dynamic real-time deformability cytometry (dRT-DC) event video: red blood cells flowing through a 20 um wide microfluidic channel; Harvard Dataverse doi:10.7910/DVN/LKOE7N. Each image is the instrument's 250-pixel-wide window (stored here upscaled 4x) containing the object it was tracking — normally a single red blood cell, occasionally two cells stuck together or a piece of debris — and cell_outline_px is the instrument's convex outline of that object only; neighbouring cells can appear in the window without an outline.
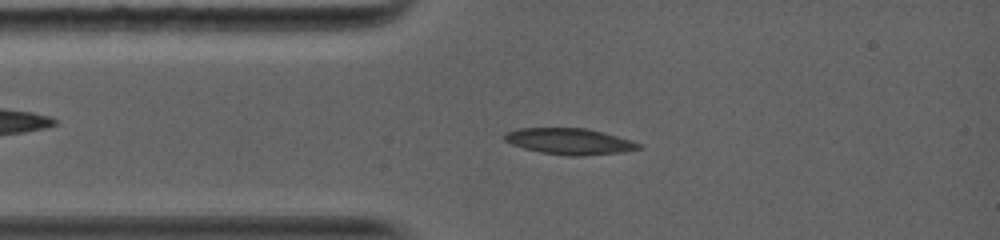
{"species": "common noctule bat (a hibernating species)", "species_latin": "Nyctalus noctula", "temperature_condition": "warm", "stored_images_in_passage": 21, "camera_frame_rate_fps": 5000, "um_per_image_px": 0.085, "animal": {"sex": "female", "body_mass_g": 19.0, "forearm_length_mm": 56.7}, "frame": {"image": 1, "passage_image": 6, "time_ms": 1.8, "image_size_px": [1000, 240], "cell_outline_px": [[644, 148], [624, 152], [580, 156], [568, 156], [540, 152], [524, 148], [512, 144], [504, 140], [504, 132], [516, 128], [584, 128], [632, 140], [644, 144]], "centroid_in_image_um": [48.43, 12.02], "position_along_channel_um": 36.6, "area_um2": 20.58}}
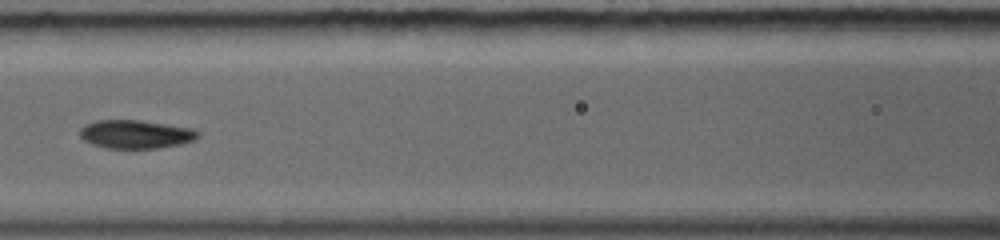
{"frame": {"image": 2, "passage_image": 13, "time_ms": 4.8, "image_size_px": [1000, 240], "cell_outline_px": [[200, 136], [192, 140], [180, 144], [156, 148], [104, 148], [92, 144], [84, 140], [80, 136], [80, 128], [84, 124], [96, 120], [140, 120], [192, 128], [200, 132]], "centroid_in_image_um": [11.51, 11.4], "position_along_channel_um": 155.1, "area_um2": 19.59}}
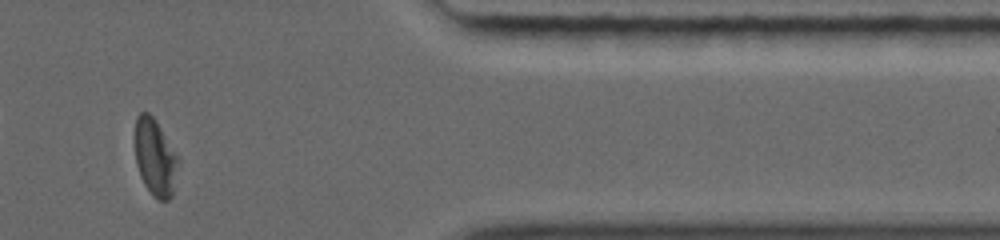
{"frame": {"image": 3, "passage_image": 20, "time_ms": 11.2, "image_size_px": [1000, 240], "cell_outline_px": [[176, 160], [172, 196], [168, 200], [160, 200], [152, 196], [144, 184], [140, 176], [136, 164], [136, 116], [140, 112], [148, 112], [156, 120], [176, 156]], "centroid_in_image_um": [13.13, 13.38], "position_along_channel_um": 398.3, "area_um2": 18.55}, "authors_computed_cell_mechanics": {"area_um2": 20.1722, "velocity_mm_per_s": 4.1769, "shape_relaxation_time_tau1_ms": 3.6966, "shape_relaxation_time_tau2_ms": 1.5395, "deformation_change_tau1": 0.1682, "deformation_change_tau2": 0.0763}}